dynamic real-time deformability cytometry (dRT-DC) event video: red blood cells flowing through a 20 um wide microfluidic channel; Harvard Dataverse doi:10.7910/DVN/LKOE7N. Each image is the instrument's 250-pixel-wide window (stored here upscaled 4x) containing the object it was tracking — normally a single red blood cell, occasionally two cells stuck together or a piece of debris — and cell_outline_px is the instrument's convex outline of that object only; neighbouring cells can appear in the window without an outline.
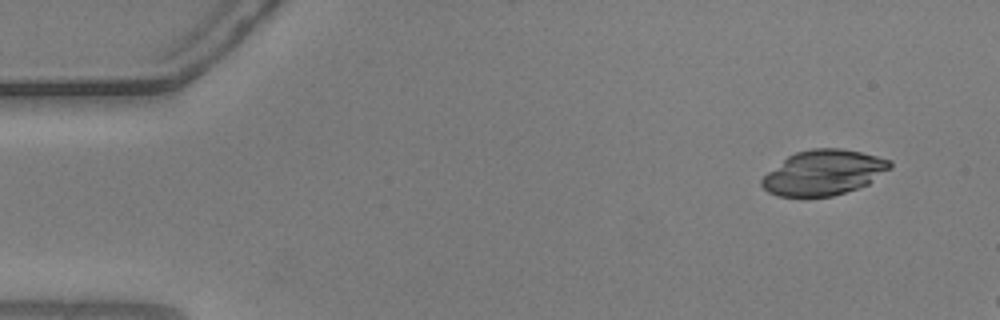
{"species": "common noctule bat (a hibernating species)", "species_latin": "Nyctalus noctula", "temperature_condition": "warm", "stored_images_in_passage": 8, "camera_frame_rate_fps": 3000, "um_per_image_px": 0.085, "animal": {"sex": "male", "body_mass_g": 20.5, "forearm_length_mm": 52.5}, "frame": {"image": 1, "passage_image": 1, "time_ms": 0.0, "image_size_px": [1000, 320], "cell_outline_px": [[892, 168], [868, 184], [832, 196], [804, 200], [776, 196], [768, 192], [760, 184], [760, 180], [768, 172], [788, 156], [796, 152], [812, 148], [840, 148], [860, 152], [892, 160]], "centroid_in_image_um": [69.98, 14.71], "position_along_channel_um": 15.0, "area_um2": 34.33}}